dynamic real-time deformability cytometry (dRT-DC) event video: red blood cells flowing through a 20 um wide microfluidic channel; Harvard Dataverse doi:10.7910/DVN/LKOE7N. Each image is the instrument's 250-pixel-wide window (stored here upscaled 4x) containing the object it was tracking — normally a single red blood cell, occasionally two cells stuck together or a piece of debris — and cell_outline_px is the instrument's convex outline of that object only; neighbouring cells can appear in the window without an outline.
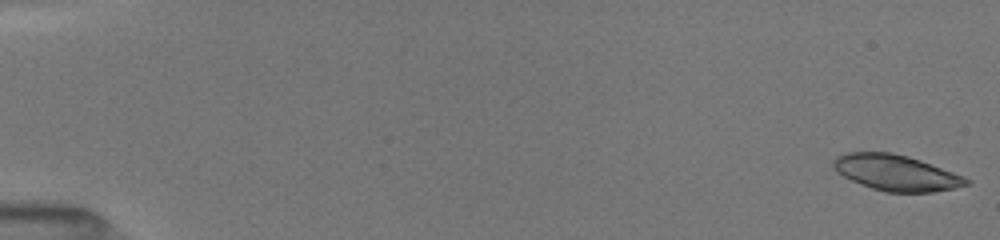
{"species": "common noctule bat (a hibernating species)", "species_latin": "Nyctalus noctula", "temperature_condition": "room temperature", "stored_images_in_passage": 8, "camera_frame_rate_fps": 3000, "um_per_image_px": 0.085, "animal": {"sex": "female", "body_mass_g": 19.5, "forearm_length_mm": 54.1}, "frame": {"image": 1, "passage_image": 1, "time_ms": 0.0, "image_size_px": [1000, 240], "cell_outline_px": [[972, 184], [932, 192], [884, 192], [872, 188], [852, 180], [836, 172], [832, 164], [832, 160], [836, 156], [848, 152], [892, 152], [908, 156], [920, 160], [964, 176], [972, 180]], "centroid_in_image_um": [76.17, 14.68], "position_along_channel_um": 8.8, "area_um2": 27.74}}
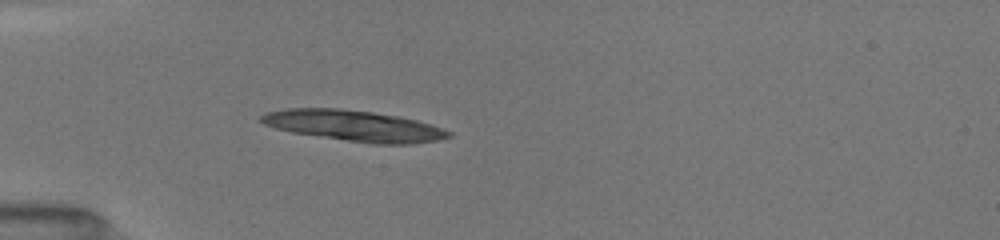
{"frame": {"image": 2, "passage_image": 8, "time_ms": 5.0, "image_size_px": [1000, 240], "cell_outline_px": [[452, 136], [436, 140], [412, 144], [372, 144], [292, 132], [276, 128], [264, 124], [260, 120], [260, 116], [264, 112], [288, 108], [340, 108], [372, 112], [396, 116], [416, 120], [452, 132]], "centroid_in_image_um": [30.05, 10.68], "position_along_channel_um": 54.9, "area_um2": 33.47}}